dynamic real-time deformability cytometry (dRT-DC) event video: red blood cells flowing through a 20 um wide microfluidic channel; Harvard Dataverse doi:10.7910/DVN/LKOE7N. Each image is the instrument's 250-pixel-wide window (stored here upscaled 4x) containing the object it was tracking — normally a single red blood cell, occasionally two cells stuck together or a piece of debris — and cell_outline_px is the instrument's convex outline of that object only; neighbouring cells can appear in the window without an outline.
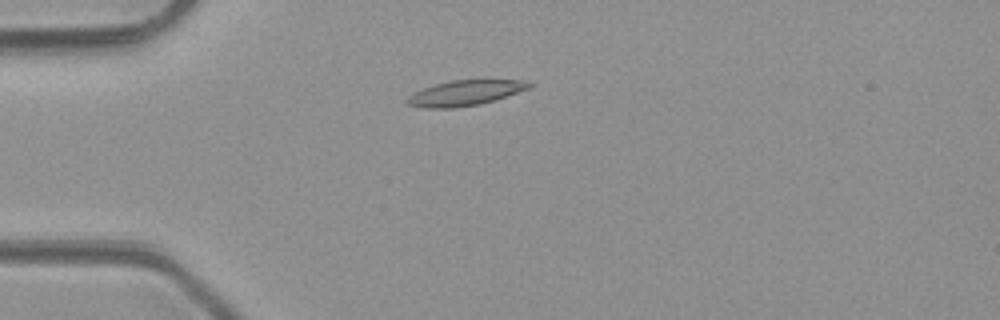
{"species": "common noctule bat (a hibernating species)", "species_latin": "Nyctalus noctula", "temperature_condition": "room temperature", "stored_images_in_passage": 4, "camera_frame_rate_fps": 3000, "um_per_image_px": 0.085, "animal": {"sex": "male", "body_mass_g": 23.1, "forearm_length_mm": 52.7}, "frame": {"image": 1, "passage_image": 4, "time_ms": 3.333, "image_size_px": [1000, 320], "cell_outline_px": [[536, 84], [532, 88], [496, 100], [480, 104], [456, 108], [424, 108], [404, 104], [404, 100], [412, 92], [436, 84], [452, 80], [520, 80]], "centroid_in_image_um": [39.53, 7.91], "position_along_channel_um": 45.5, "area_um2": 18.32}}